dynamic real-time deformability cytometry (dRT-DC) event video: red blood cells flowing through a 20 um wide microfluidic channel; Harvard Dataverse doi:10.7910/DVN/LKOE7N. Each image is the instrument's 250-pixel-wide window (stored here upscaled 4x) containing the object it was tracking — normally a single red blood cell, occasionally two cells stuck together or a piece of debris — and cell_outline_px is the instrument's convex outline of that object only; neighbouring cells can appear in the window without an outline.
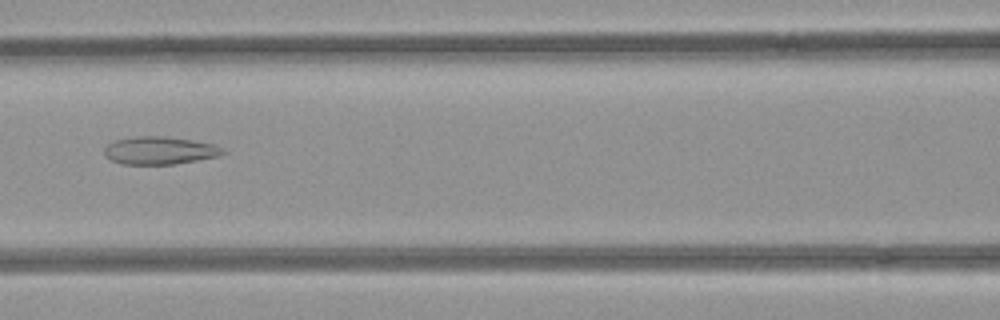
{"species": "common noctule bat (a hibernating species)", "species_latin": "Nyctalus noctula", "temperature_condition": "room temperature", "stored_images_in_passage": 32, "camera_frame_rate_fps": 3000, "um_per_image_px": 0.085, "animal": {"sex": "female", "body_mass_g": 21.9}, "frame": {"image": 1, "passage_image": 9, "time_ms": 2.667, "image_size_px": [1000, 320], "cell_outline_px": [[228, 152], [220, 156], [172, 164], [120, 164], [112, 160], [104, 152], [104, 148], [108, 144], [116, 140], [136, 136], [164, 136], [192, 140], [216, 144]], "centroid_in_image_um": [13.62, 12.78], "position_along_channel_um": 153.0, "area_um2": 19.13}}
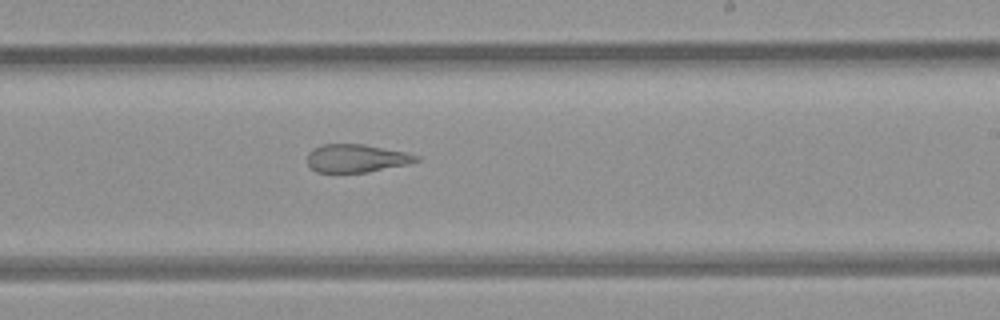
{"frame": {"image": 2, "passage_image": 17, "time_ms": 5.333, "image_size_px": [1000, 320], "cell_outline_px": [[420, 160], [408, 164], [368, 172], [316, 172], [308, 164], [308, 152], [312, 148], [324, 144], [364, 144], [408, 152], [420, 156]], "centroid_in_image_um": [30.32, 13.44], "position_along_channel_um": 258.7, "area_um2": 17.92}}
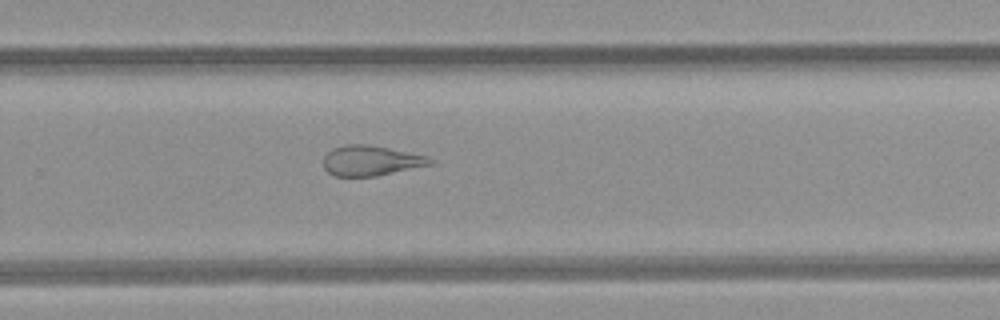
{"frame": {"image": 3, "passage_image": 20, "time_ms": 6.333, "image_size_px": [1000, 320], "cell_outline_px": [[436, 160], [432, 164], [376, 176], [336, 176], [328, 172], [324, 168], [324, 156], [332, 148], [348, 144], [368, 144], [428, 156]], "centroid_in_image_um": [31.53, 13.65], "position_along_channel_um": 298.3, "area_um2": 18.67}}